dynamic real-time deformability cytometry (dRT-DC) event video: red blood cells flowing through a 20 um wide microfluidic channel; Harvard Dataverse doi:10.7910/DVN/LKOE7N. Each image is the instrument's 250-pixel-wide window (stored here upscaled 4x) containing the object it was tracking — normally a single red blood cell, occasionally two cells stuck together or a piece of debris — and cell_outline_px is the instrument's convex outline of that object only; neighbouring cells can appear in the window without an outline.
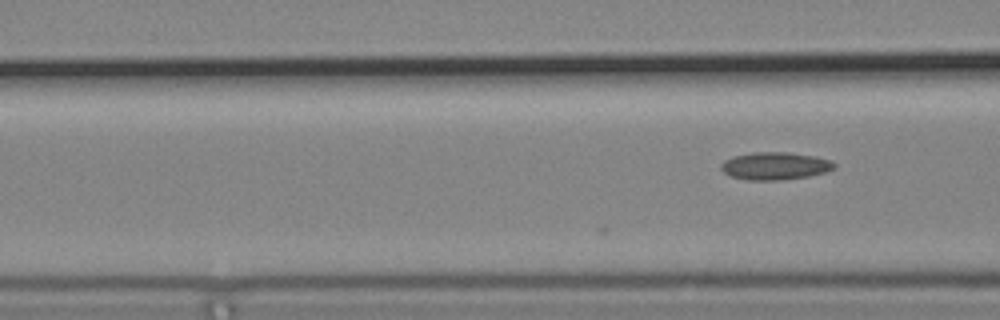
{"species": "common noctule bat (a hibernating species)", "species_latin": "Nyctalus noctula", "temperature_condition": "cold", "stored_images_in_passage": 3, "camera_frame_rate_fps": 3000, "um_per_image_px": 0.085, "animal": {"sex": "male", "body_mass_g": 19.2, "forearm_length_mm": 51.8}, "frame": {"image": 1, "passage_image": 3, "time_ms": 0.667, "image_size_px": [1000, 320], "cell_outline_px": [[836, 168], [824, 172], [808, 176], [780, 180], [748, 180], [732, 176], [724, 172], [720, 168], [720, 164], [724, 160], [732, 156], [752, 152], [788, 152], [812, 156], [832, 160], [836, 164]], "centroid_in_image_um": [65.86, 14.09], "position_along_channel_um": 100.7, "area_um2": 18.21}}